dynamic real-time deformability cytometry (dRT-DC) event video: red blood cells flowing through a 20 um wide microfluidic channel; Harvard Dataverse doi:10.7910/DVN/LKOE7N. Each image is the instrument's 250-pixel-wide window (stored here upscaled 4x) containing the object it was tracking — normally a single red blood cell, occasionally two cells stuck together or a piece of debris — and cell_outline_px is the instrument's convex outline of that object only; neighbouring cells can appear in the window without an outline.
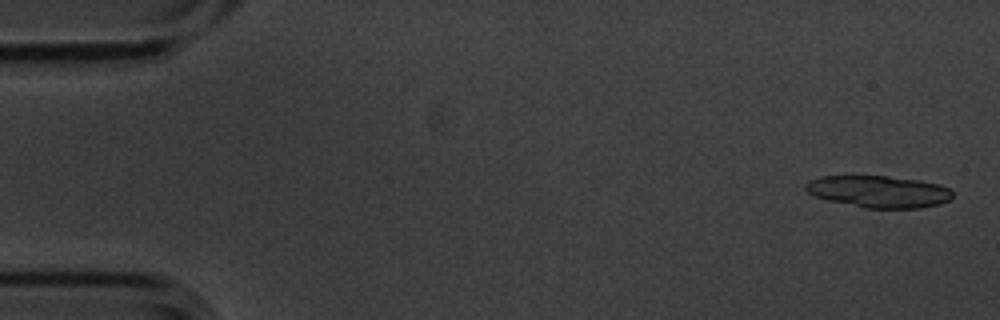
{"species": "common noctule bat (a hibernating species)", "species_latin": "Nyctalus noctula", "temperature_condition": "cold", "stored_images_in_passage": 5, "camera_frame_rate_fps": 3000, "um_per_image_px": 0.085, "animal": {"sex": "male", "body_mass_g": 20.1, "forearm_length_mm": 53.5}, "frame": {"image": 1, "passage_image": 1, "time_ms": 0.0, "image_size_px": [1000, 320], "cell_outline_px": [[952, 196], [948, 200], [940, 204], [920, 208], [864, 208], [828, 200], [816, 196], [808, 192], [804, 188], [804, 184], [808, 180], [820, 176], [888, 176], [920, 180], [940, 184], [948, 188], [952, 192]], "centroid_in_image_um": [74.68, 16.28], "position_along_channel_um": 10.3, "area_um2": 27.4}}